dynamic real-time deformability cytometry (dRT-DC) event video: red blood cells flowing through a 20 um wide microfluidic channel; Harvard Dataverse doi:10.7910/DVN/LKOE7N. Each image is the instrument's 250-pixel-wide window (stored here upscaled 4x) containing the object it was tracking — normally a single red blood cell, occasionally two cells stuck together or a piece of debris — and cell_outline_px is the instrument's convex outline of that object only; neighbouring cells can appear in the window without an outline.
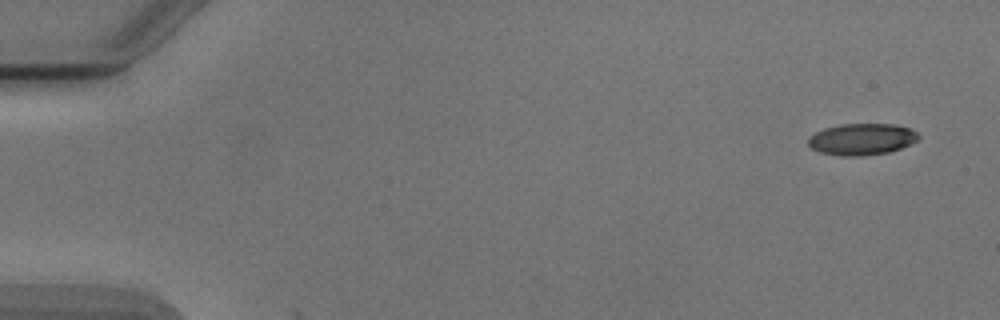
{"species": "Egyptian fruit bat (a non-hibernating species)", "species_latin": "Rousettus aegyptiacus", "temperature_condition": "cold", "stored_images_in_passage": 4, "camera_frame_rate_fps": 3000, "um_per_image_px": 0.085, "animal": {"sex": "male"}, "frame": {"image": 1, "passage_image": 1, "time_ms": 0.0, "image_size_px": [1000, 320], "cell_outline_px": [[920, 140], [900, 148], [888, 152], [864, 156], [840, 156], [820, 152], [812, 148], [808, 144], [808, 136], [824, 128], [840, 124], [892, 124], [912, 128], [920, 136]], "centroid_in_image_um": [73.26, 11.83], "position_along_channel_um": 11.7, "area_um2": 20.46}}